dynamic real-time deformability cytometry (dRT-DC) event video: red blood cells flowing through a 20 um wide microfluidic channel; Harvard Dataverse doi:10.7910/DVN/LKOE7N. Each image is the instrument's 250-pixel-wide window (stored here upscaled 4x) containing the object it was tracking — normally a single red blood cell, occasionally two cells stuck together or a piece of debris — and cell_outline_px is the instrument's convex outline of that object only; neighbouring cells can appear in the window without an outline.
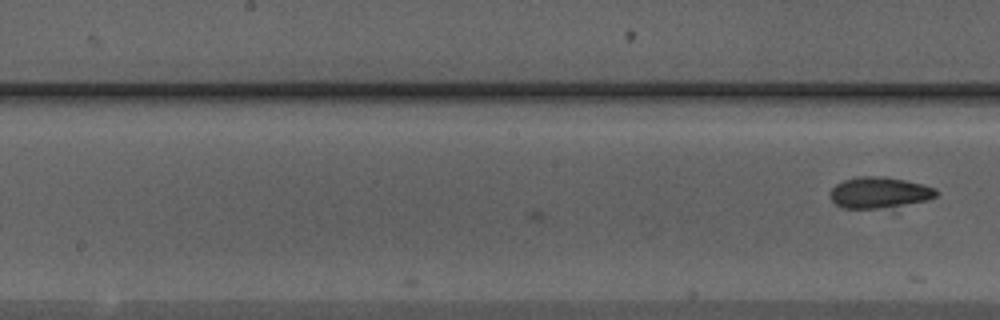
{"species": "Egyptian fruit bat (a non-hibernating species)", "species_latin": "Rousettus aegyptiacus", "temperature_condition": "warm", "stored_images_in_passage": 12, "camera_frame_rate_fps": 3000, "um_per_image_px": 0.085, "animal": {"sex": "male"}, "frame": {"image": 1, "passage_image": 12, "time_ms": 3.667, "image_size_px": [1000, 320], "cell_outline_px": [[940, 192], [936, 196], [924, 200], [876, 208], [844, 208], [836, 204], [832, 200], [832, 188], [836, 184], [844, 180], [856, 176], [884, 176], [904, 180], [936, 188]], "centroid_in_image_um": [74.72, 16.34], "position_along_channel_um": 173.5, "area_um2": 18.67}}